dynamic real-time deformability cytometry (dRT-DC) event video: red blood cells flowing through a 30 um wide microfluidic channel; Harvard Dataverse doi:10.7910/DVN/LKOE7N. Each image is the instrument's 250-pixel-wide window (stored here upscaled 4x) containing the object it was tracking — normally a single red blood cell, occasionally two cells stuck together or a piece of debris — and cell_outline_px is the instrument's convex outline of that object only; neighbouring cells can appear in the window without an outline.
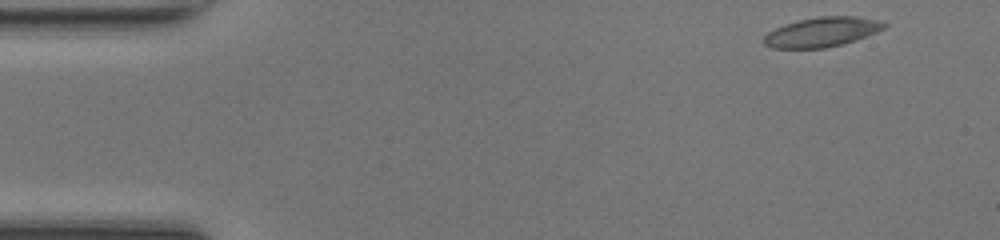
{"species": "common noctule bat (a hibernating species)", "species_latin": "Nyctalus noctula", "temperature_condition": "room temperature", "stored_images_in_passage": 40, "camera_frame_rate_fps": 3000, "um_per_image_px": 0.085, "animal": {"sex": "female", "body_mass_g": 17.0, "forearm_length_mm": 48.0}, "frame": {"image": 1, "passage_image": 1, "time_ms": 0.0, "image_size_px": [1000, 240], "cell_outline_px": [[888, 24], [884, 28], [876, 32], [856, 40], [844, 44], [824, 48], [772, 48], [764, 44], [764, 36], [768, 32], [784, 24], [796, 20], [816, 16], [856, 16], [880, 20]], "centroid_in_image_um": [69.87, 2.71], "position_along_channel_um": 15.1, "area_um2": 20.92}}
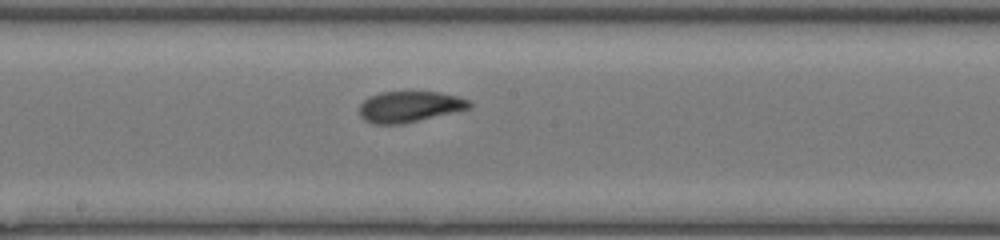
{"frame": {"image": 2, "passage_image": 23, "time_ms": 7.333, "image_size_px": [1000, 240], "cell_outline_px": [[472, 104], [468, 108], [404, 124], [372, 124], [364, 120], [360, 116], [360, 104], [368, 96], [380, 92], [440, 92], [456, 96], [468, 100]], "centroid_in_image_um": [34.75, 9.07], "position_along_channel_um": 213.5, "area_um2": 19.71}}
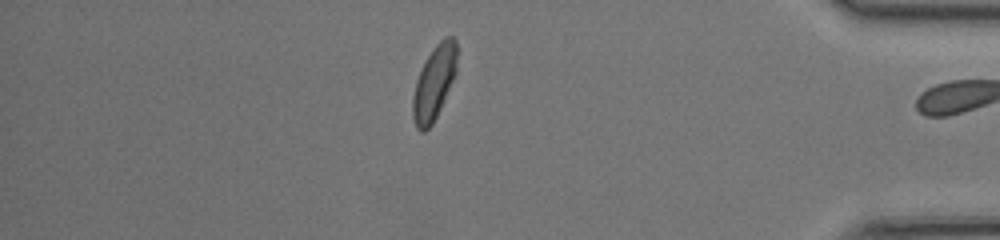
{"frame": {"image": 3, "passage_image": 39, "time_ms": 12.667, "image_size_px": [1000, 240], "cell_outline_px": [[456, 72], [440, 108], [432, 124], [424, 132], [420, 132], [416, 128], [412, 116], [412, 96], [416, 80], [432, 48], [444, 36], [452, 36], [456, 40]], "centroid_in_image_um": [36.88, 7.04], "position_along_channel_um": 398.3, "area_um2": 18.84}, "authors_computed_cell_mechanics": {"area_um2": 20.3456, "velocity_mm_per_s": 4.2165, "shape_relaxation_time_tau1_ms": 4.4364, "shape_relaxation_time_tau2_ms": 1.7202, "deformation_change_tau1": 0.1512, "deformation_change_tau2": 0.0771}}